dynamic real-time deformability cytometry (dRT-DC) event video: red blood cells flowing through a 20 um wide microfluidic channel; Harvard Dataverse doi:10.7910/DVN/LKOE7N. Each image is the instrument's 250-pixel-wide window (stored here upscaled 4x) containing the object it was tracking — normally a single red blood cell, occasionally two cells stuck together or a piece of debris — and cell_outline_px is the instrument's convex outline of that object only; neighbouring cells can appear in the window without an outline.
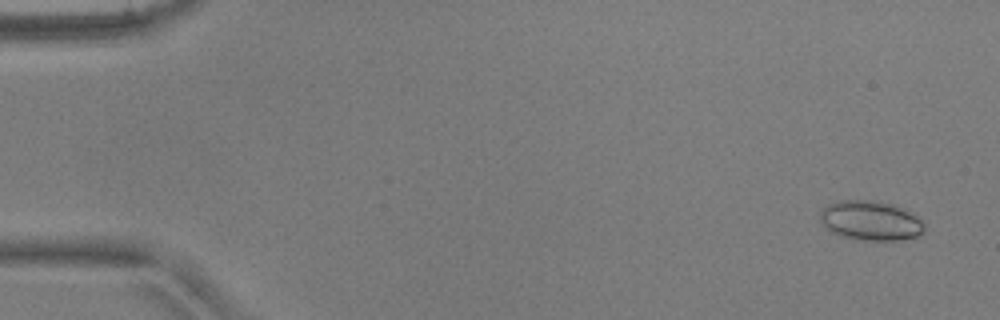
{"species": "common noctule bat (a hibernating species)", "species_latin": "Nyctalus noctula", "temperature_condition": "warm", "stored_images_in_passage": 8, "camera_frame_rate_fps": 3000, "um_per_image_px": 0.085, "animal": {"sex": "male", "body_mass_g": 17.9, "forearm_length_mm": 54.2}, "frame": {"image": 1, "passage_image": 3, "time_ms": 0.667, "image_size_px": [1000, 320], "cell_outline_px": [[924, 232], [920, 236], [900, 240], [856, 240], [840, 236], [832, 232], [820, 220], [820, 212], [828, 204], [836, 200], [880, 200], [908, 208], [924, 224]], "centroid_in_image_um": [74.04, 18.74], "position_along_channel_um": 11.0, "area_um2": 24.57}}